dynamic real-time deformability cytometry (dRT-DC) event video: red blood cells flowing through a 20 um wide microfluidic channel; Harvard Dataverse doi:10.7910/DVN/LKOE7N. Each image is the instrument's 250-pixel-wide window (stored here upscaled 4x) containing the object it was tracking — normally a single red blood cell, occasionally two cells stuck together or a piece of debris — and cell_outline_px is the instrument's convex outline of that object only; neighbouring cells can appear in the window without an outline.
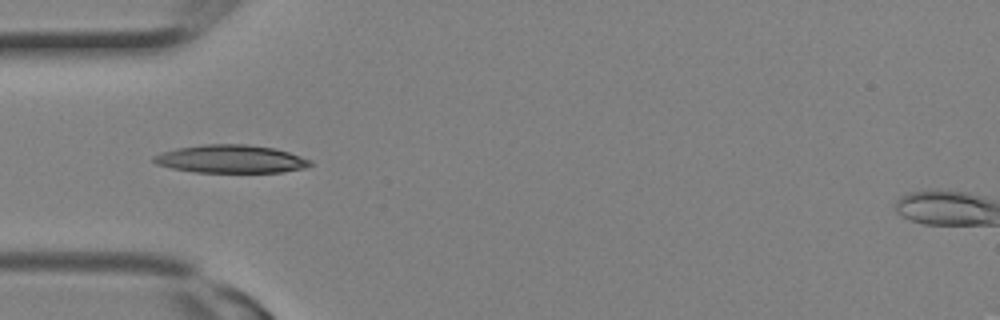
{"species": "Egyptian fruit bat (a non-hibernating species)", "species_latin": "Rousettus aegyptiacus", "temperature_condition": "room temperature", "stored_images_in_passage": 1, "camera_frame_rate_fps": 3000, "um_per_image_px": 0.085, "animal": {"sex": "female"}, "frame": {"image": 1, "passage_image": 1, "time_ms": 0.0, "image_size_px": [1000, 320], "cell_outline_px": [[312, 164], [304, 168], [284, 172], [196, 172], [172, 168], [156, 164], [152, 160], [152, 156], [160, 152], [176, 148], [204, 144], [244, 144], [272, 148], [288, 152], [312, 160]], "centroid_in_image_um": [19.59, 13.51], "position_along_channel_um": 65.4, "area_um2": 25.55}}